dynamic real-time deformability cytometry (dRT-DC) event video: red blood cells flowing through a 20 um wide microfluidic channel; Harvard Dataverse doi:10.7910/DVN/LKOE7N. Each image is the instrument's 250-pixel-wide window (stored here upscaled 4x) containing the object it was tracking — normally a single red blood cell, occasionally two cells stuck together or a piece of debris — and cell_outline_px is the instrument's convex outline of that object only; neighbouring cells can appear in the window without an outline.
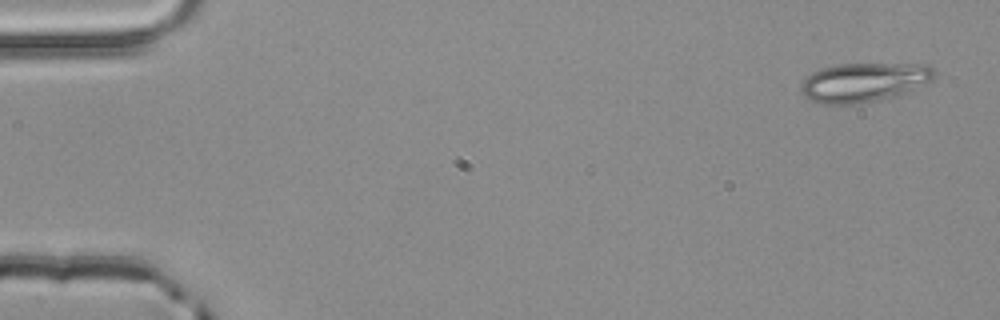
{"species": "common noctule bat (a hibernating species)", "species_latin": "Nyctalus noctula", "temperature_condition": "room temperature", "stored_images_in_passage": 3, "camera_frame_rate_fps": 3000, "um_per_image_px": 0.085, "animal": {"sex": "male", "body_mass_g": 20.4}, "frame": {"image": 1, "passage_image": 1, "time_ms": 0.0, "image_size_px": [1000, 320], "cell_outline_px": [[936, 76], [932, 80], [904, 92], [876, 100], [852, 104], [824, 104], [812, 100], [804, 96], [800, 88], [804, 80], [812, 72], [824, 68], [840, 64], [928, 64], [936, 72]], "centroid_in_image_um": [73.43, 6.98], "position_along_channel_um": 11.6, "area_um2": 29.82}}